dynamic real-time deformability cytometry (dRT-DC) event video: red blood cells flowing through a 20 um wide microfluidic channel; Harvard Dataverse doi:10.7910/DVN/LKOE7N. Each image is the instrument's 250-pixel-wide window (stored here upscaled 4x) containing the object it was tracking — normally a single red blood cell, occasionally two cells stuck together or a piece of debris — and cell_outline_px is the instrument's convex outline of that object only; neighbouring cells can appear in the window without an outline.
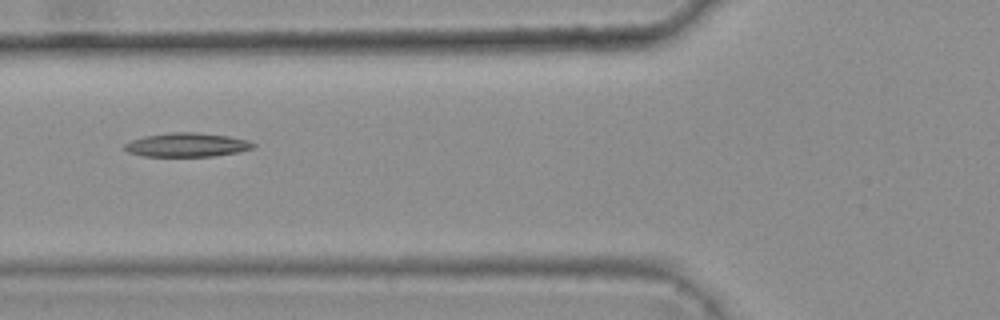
{"species": "common noctule bat (a hibernating species)", "species_latin": "Nyctalus noctula", "temperature_condition": "warm", "stored_images_in_passage": 8, "camera_frame_rate_fps": 3000, "um_per_image_px": 0.085, "animal": {"sex": "female", "body_mass_g": 25.1}, "frame": {"image": 1, "passage_image": 5, "time_ms": 1.333, "image_size_px": [1000, 320], "cell_outline_px": [[256, 144], [252, 148], [240, 152], [212, 156], [144, 156], [128, 152], [124, 148], [124, 144], [132, 140], [144, 136], [168, 132], [196, 132], [228, 136], [248, 140]], "centroid_in_image_um": [15.89, 12.31], "position_along_channel_um": 109.9, "area_um2": 17.92}}
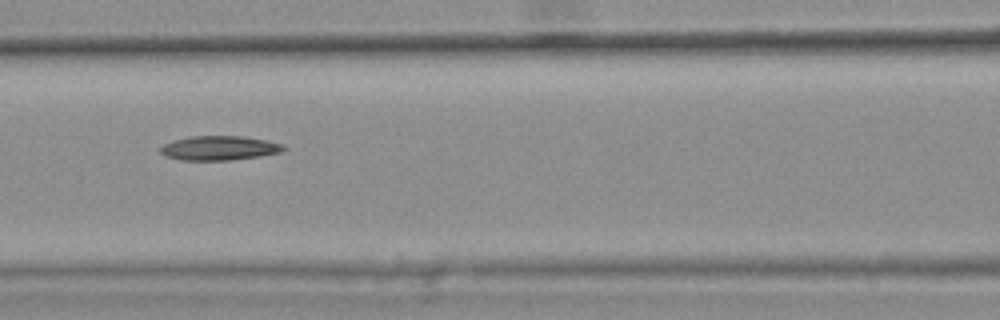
{"frame": {"image": 2, "passage_image": 6, "time_ms": 1.667, "image_size_px": [1000, 320], "cell_outline_px": [[288, 148], [280, 152], [260, 156], [232, 160], [180, 160], [164, 156], [160, 152], [160, 148], [164, 144], [176, 140], [192, 136], [244, 136], [284, 144]], "centroid_in_image_um": [18.66, 12.59], "position_along_channel_um": 147.9, "area_um2": 17.46}}